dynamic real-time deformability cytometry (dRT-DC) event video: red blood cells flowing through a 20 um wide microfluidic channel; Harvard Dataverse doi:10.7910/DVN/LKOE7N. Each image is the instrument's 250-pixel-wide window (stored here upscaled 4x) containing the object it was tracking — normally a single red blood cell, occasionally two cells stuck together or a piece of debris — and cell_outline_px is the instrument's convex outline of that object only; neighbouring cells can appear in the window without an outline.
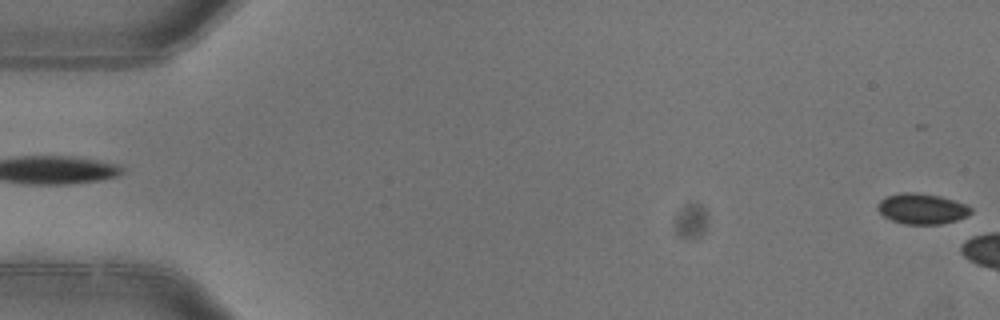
{"species": "common noctule bat (a hibernating species)", "species_latin": "Nyctalus noctula", "temperature_condition": "warm", "stored_images_in_passage": 3, "camera_frame_rate_fps": 3000, "um_per_image_px": 0.085, "animal": {"sex": "female"}, "frame": {"image": 1, "passage_image": 1, "time_ms": 0.0, "image_size_px": [1000, 320], "cell_outline_px": [[972, 212], [968, 216], [956, 220], [940, 224], [904, 224], [892, 220], [884, 216], [876, 208], [876, 204], [884, 196], [900, 192], [916, 192], [940, 196], [964, 204], [972, 208]], "centroid_in_image_um": [78.32, 17.73], "position_along_channel_um": 6.7, "area_um2": 16.7}}